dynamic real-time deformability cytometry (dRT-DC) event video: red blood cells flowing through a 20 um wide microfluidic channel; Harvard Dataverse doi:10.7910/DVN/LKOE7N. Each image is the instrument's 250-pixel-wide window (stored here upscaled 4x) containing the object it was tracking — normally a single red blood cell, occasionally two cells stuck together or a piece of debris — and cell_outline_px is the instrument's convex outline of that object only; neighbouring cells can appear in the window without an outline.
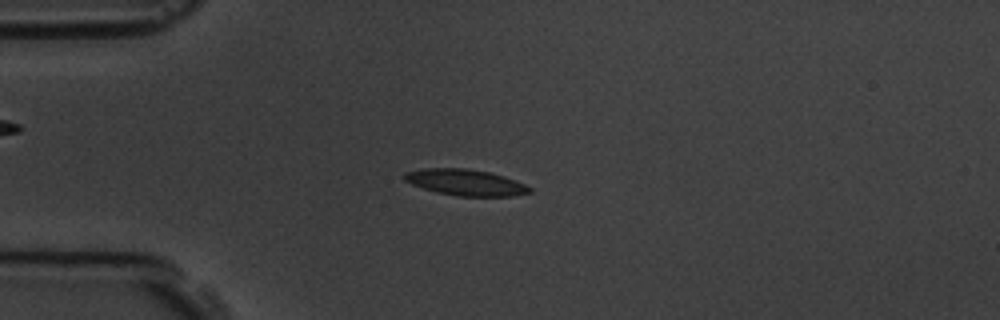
{"species": "common noctule bat (a hibernating species)", "species_latin": "Nyctalus noctula", "temperature_condition": "room temperature", "stored_images_in_passage": 12, "camera_frame_rate_fps": 3000, "um_per_image_px": 0.085, "animal": {"sex": "male", "body_mass_g": 19.5, "forearm_length_mm": 54.6}, "frame": {"image": 1, "passage_image": 3, "time_ms": 3.0, "image_size_px": [1000, 320], "cell_outline_px": [[532, 192], [516, 196], [460, 196], [436, 192], [412, 184], [404, 180], [400, 176], [404, 172], [424, 168], [468, 168], [488, 172], [504, 176], [524, 184], [532, 188]], "centroid_in_image_um": [39.55, 15.5], "position_along_channel_um": 45.4, "area_um2": 19.19}}
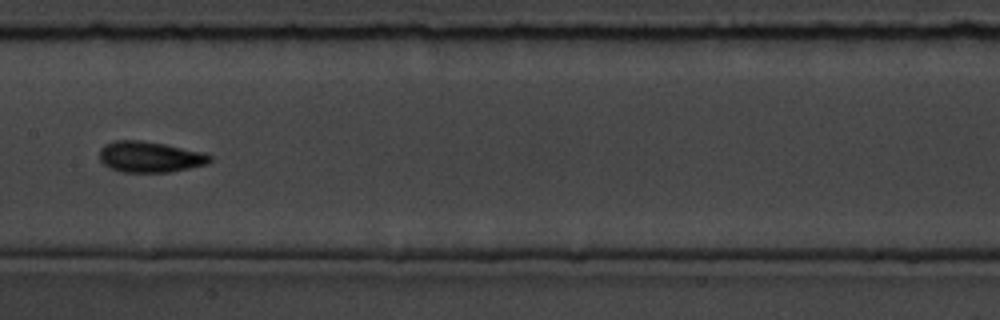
{"frame": {"image": 2, "passage_image": 7, "time_ms": 7.667, "image_size_px": [1000, 320], "cell_outline_px": [[212, 160], [208, 164], [168, 172], [124, 172], [112, 168], [104, 164], [100, 160], [100, 148], [104, 144], [116, 140], [140, 140], [164, 144], [204, 152], [212, 156]], "centroid_in_image_um": [12.75, 13.33], "position_along_channel_um": 194.6, "area_um2": 19.83}}
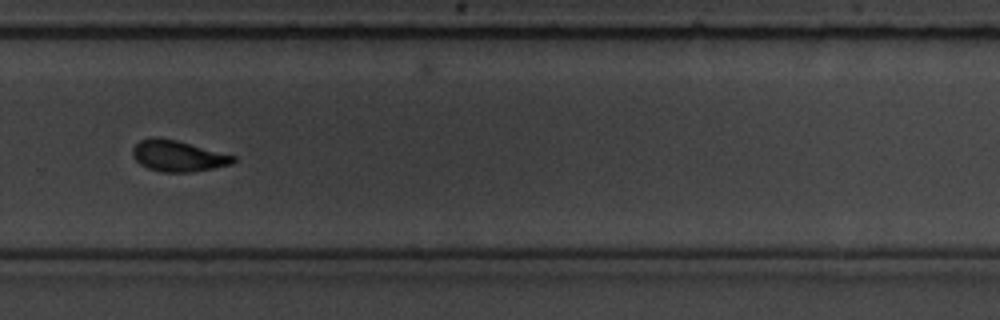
{"frame": {"image": 3, "passage_image": 10, "time_ms": 11.0, "image_size_px": [1000, 320], "cell_outline_px": [[236, 160], [232, 164], [192, 172], [164, 172], [148, 168], [140, 164], [132, 156], [132, 148], [140, 140], [152, 136], [160, 136], [176, 140], [236, 156]], "centroid_in_image_um": [15.1, 13.24], "position_along_channel_um": 314.7, "area_um2": 18.26}, "authors_computed_cell_mechanics": {"area_um2": 18.496, "velocity_mm_per_s": 3.6122, "shape_relaxation_time_tau1_ms": 5.7995, "shape_relaxation_time_tau2_ms": 2.4797, "deformation_change_tau1": 0.179, "deformation_change_tau2": 0.0902}}